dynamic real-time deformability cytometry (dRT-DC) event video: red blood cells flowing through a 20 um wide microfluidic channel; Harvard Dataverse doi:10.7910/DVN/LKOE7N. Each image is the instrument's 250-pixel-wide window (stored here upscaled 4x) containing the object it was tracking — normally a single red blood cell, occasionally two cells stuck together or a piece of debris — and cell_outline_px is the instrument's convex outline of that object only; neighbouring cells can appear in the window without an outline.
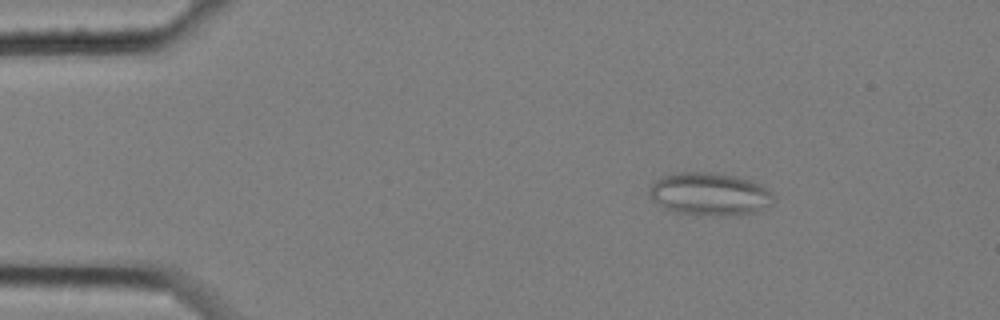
{"species": "common noctule bat (a hibernating species)", "species_latin": "Nyctalus noctula", "temperature_condition": "cold", "stored_images_in_passage": 9, "camera_frame_rate_fps": 3000, "um_per_image_px": 0.085, "animal": {"sex": "female", "body_mass_g": 25.1}, "frame": {"image": 1, "passage_image": 2, "time_ms": 0.333, "image_size_px": [1000, 320], "cell_outline_px": [[776, 200], [772, 204], [752, 212], [724, 216], [720, 216], [672, 212], [664, 208], [652, 200], [648, 192], [648, 188], [660, 176], [680, 172], [712, 172], [736, 176], [752, 180], [768, 188], [776, 196]], "centroid_in_image_um": [60.32, 16.48], "position_along_channel_um": 24.7, "area_um2": 31.33}}
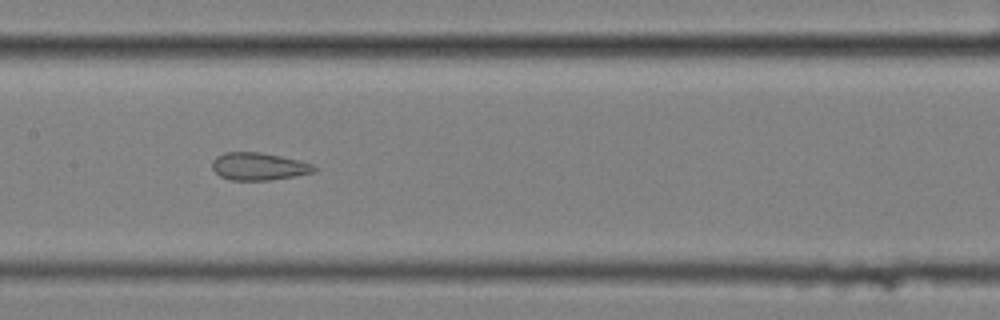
{"frame": {"image": 2, "passage_image": 8, "time_ms": 2.333, "image_size_px": [1000, 320], "cell_outline_px": [[320, 168], [316, 172], [296, 176], [268, 180], [228, 180], [220, 176], [212, 168], [212, 160], [216, 156], [224, 152], [260, 152], [280, 156], [312, 164]], "centroid_in_image_um": [21.99, 14.15], "position_along_channel_um": 185.4, "area_um2": 16.47}}
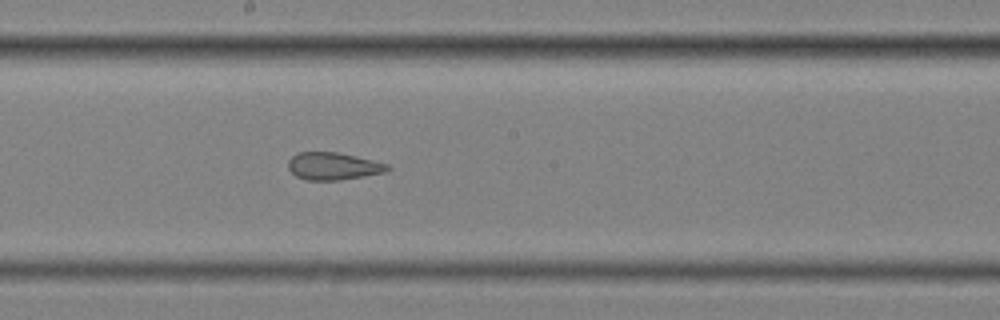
{"frame": {"image": 3, "passage_image": 9, "time_ms": 2.667, "image_size_px": [1000, 320], "cell_outline_px": [[392, 168], [384, 172], [364, 176], [340, 180], [304, 180], [296, 176], [288, 168], [288, 160], [296, 152], [336, 152], [356, 156], [388, 164]], "centroid_in_image_um": [28.3, 14.12], "position_along_channel_um": 219.9, "area_um2": 15.9}}